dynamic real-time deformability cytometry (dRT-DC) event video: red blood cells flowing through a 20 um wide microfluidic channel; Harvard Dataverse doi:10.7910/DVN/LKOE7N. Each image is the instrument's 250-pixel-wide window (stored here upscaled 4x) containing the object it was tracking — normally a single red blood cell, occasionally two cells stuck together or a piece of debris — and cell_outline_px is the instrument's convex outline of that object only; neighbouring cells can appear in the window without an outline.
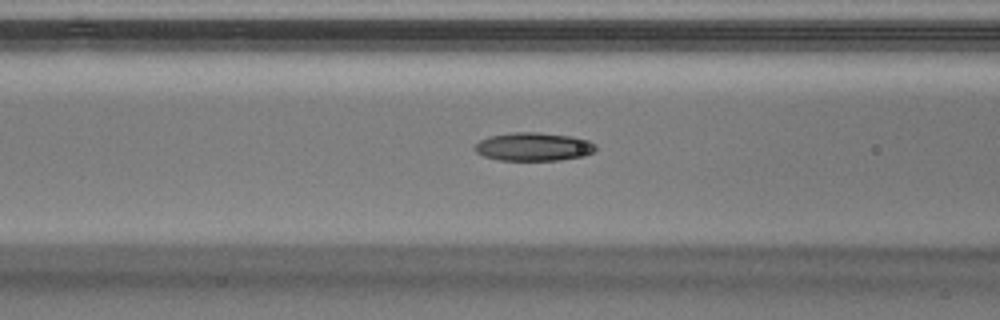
{"species": "Egyptian fruit bat (a non-hibernating species)", "species_latin": "Rousettus aegyptiacus", "temperature_condition": "warm", "stored_images_in_passage": 34, "camera_frame_rate_fps": 3000, "um_per_image_px": 0.085, "animal": {"sex": "male"}, "frame": {"image": 1, "passage_image": 13, "time_ms": 4.0, "image_size_px": [1000, 320], "cell_outline_px": [[596, 148], [592, 152], [584, 156], [560, 160], [500, 160], [484, 156], [476, 152], [476, 144], [480, 140], [488, 136], [508, 132], [540, 132], [572, 136], [588, 140], [596, 144]], "centroid_in_image_um": [45.36, 12.46], "position_along_channel_um": 121.2, "area_um2": 20.06}}
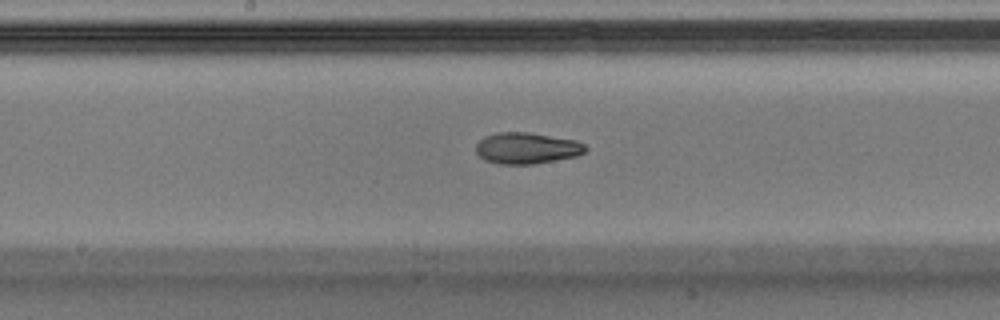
{"frame": {"image": 2, "passage_image": 19, "time_ms": 6.0, "image_size_px": [1000, 320], "cell_outline_px": [[588, 148], [584, 152], [576, 156], [532, 164], [500, 164], [484, 160], [476, 152], [476, 144], [484, 136], [496, 132], [528, 132], [576, 140], [584, 144]], "centroid_in_image_um": [44.75, 12.58], "position_along_channel_um": 203.4, "area_um2": 19.94}}
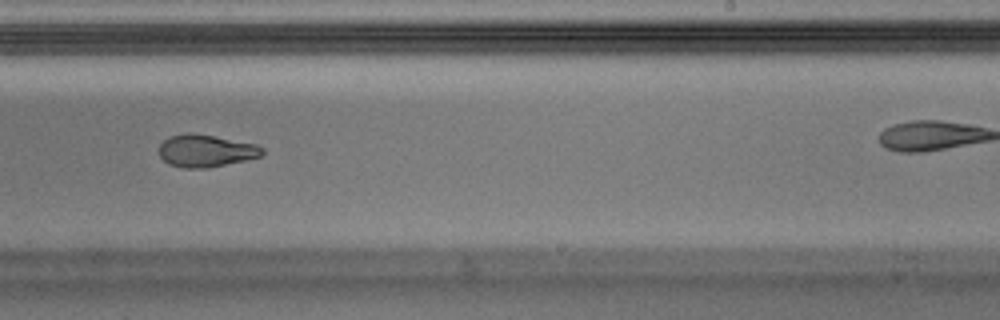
{"frame": {"image": 3, "passage_image": 24, "time_ms": 7.667, "image_size_px": [1000, 320], "cell_outline_px": [[264, 152], [260, 156], [244, 160], [208, 168], [184, 168], [168, 164], [160, 156], [160, 144], [168, 136], [188, 132], [192, 132], [256, 144], [264, 148]], "centroid_in_image_um": [17.47, 12.81], "position_along_channel_um": 271.5, "area_um2": 19.42}}